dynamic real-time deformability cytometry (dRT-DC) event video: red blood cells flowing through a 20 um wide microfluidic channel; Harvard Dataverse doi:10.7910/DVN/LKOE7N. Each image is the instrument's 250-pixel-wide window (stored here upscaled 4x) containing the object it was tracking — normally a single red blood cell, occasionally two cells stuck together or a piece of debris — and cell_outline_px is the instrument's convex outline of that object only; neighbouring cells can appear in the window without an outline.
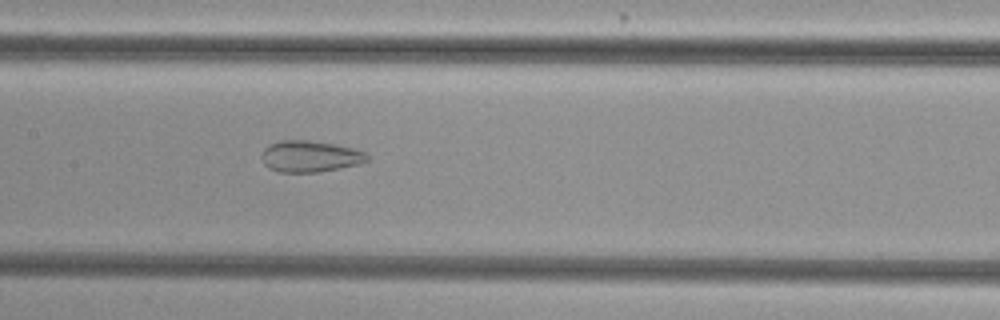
{"species": "common noctule bat (a hibernating species)", "species_latin": "Nyctalus noctula", "temperature_condition": "cold", "stored_images_in_passage": 49, "camera_frame_rate_fps": 3000, "um_per_image_px": 0.085, "animal": {"sex": "female", "body_mass_g": 29.2, "forearm_length_mm": 56.3}, "frame": {"image": 1, "passage_image": 27, "time_ms": 8.667, "image_size_px": [1000, 320], "cell_outline_px": [[368, 160], [356, 164], [340, 168], [320, 172], [280, 172], [268, 168], [264, 164], [260, 156], [264, 148], [268, 144], [280, 140], [308, 140], [336, 144], [368, 152]], "centroid_in_image_um": [26.32, 13.28], "position_along_channel_um": 181.1, "area_um2": 19.48}}
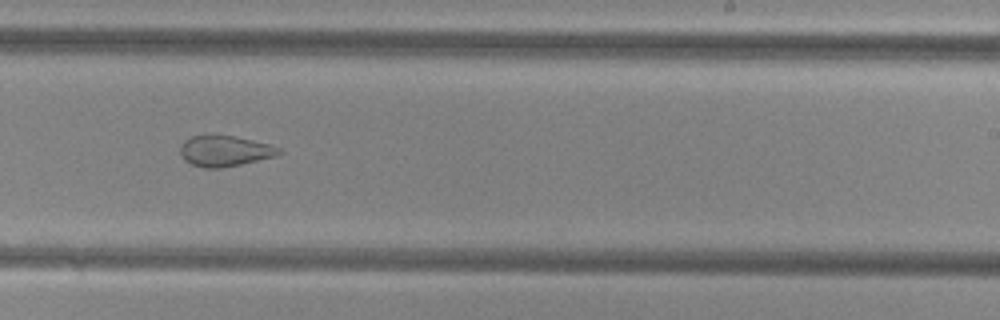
{"frame": {"image": 2, "passage_image": 34, "time_ms": 11.0, "image_size_px": [1000, 320], "cell_outline_px": [[284, 152], [276, 156], [240, 164], [220, 168], [204, 168], [192, 164], [184, 160], [180, 152], [180, 148], [184, 140], [192, 136], [204, 132], [212, 132], [236, 136], [268, 144], [280, 148]], "centroid_in_image_um": [19.07, 12.78], "position_along_channel_um": 269.9, "area_um2": 18.21}}
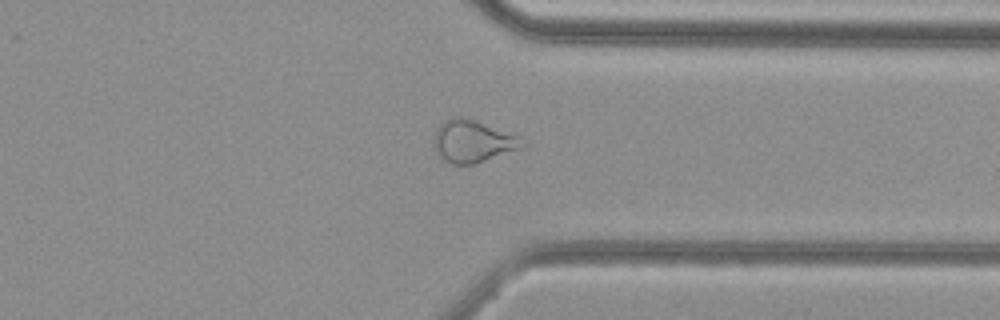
{"frame": {"image": 3, "passage_image": 42, "time_ms": 13.667, "image_size_px": [1000, 320], "cell_outline_px": [[528, 144], [524, 148], [476, 164], [452, 164], [444, 160], [440, 156], [436, 148], [436, 128], [444, 120], [452, 116], [460, 116], [524, 136], [528, 140]], "centroid_in_image_um": [40.32, 12.01], "position_along_channel_um": 371.1, "area_um2": 22.14}, "authors_computed_cell_mechanics": {"area_um2": 23.9292, "velocity_mm_per_s": 3.8231, "shape_relaxation_time_tau1_ms": null, "shape_relaxation_time_tau2_ms": 1.7215, "deformation_change_tau1": null, "deformation_change_tau2": 0.0898}}